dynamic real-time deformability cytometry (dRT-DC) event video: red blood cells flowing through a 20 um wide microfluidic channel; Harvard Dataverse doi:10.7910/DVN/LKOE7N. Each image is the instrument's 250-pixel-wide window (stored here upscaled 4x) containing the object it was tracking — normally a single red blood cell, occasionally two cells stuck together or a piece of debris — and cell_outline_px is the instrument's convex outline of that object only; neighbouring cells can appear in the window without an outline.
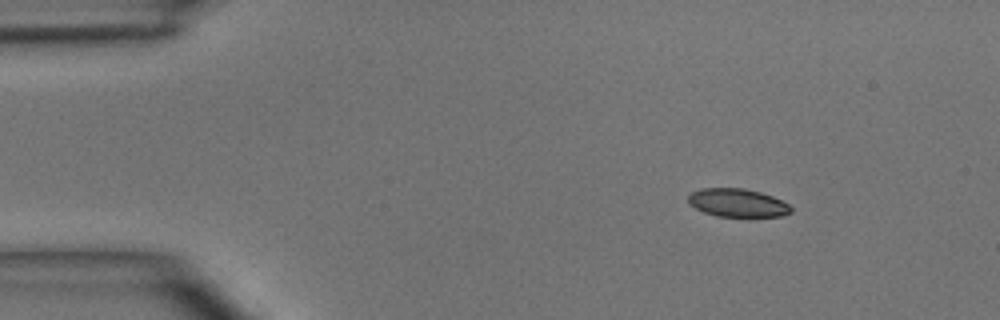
{"species": "common noctule bat (a hibernating species)", "species_latin": "Nyctalus noctula", "temperature_condition": "room temperature", "stored_images_in_passage": 5, "segment_of_instrument_passage": [1, 2], "camera_frame_rate_fps": 3000, "um_per_image_px": 0.085, "animal": {"sex": "male", "body_mass_g": 15.6}, "frame": {"image": 1, "passage_image": 2, "time_ms": 1.0, "image_size_px": [1000, 320], "cell_outline_px": [[792, 212], [784, 216], [716, 216], [704, 212], [688, 204], [688, 196], [692, 192], [700, 188], [744, 188], [760, 192], [772, 196], [788, 204], [792, 208]], "centroid_in_image_um": [62.68, 17.23], "position_along_channel_um": 22.3, "area_um2": 16.88}}
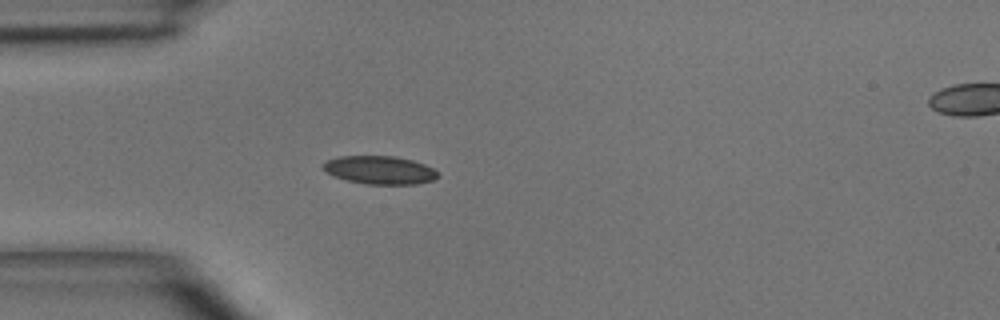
{"frame": {"image": 2, "passage_image": 4, "time_ms": 3.333, "image_size_px": [1000, 320], "cell_outline_px": [[440, 176], [432, 180], [416, 184], [364, 184], [332, 176], [320, 164], [328, 160], [340, 156], [396, 156], [412, 160], [424, 164], [440, 172]], "centroid_in_image_um": [32.3, 14.45], "position_along_channel_um": 52.7, "area_um2": 18.9}}